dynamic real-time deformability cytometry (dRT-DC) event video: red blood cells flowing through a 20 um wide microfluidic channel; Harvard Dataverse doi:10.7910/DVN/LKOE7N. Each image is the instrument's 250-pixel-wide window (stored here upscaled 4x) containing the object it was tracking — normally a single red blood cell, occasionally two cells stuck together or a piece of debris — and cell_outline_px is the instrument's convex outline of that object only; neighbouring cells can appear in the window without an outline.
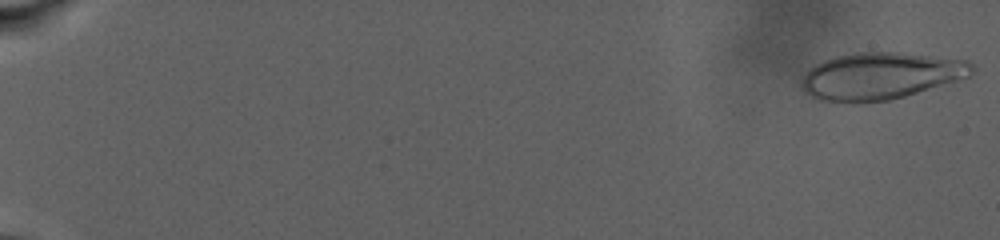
{"species": "human", "species_latin": "Homo sapiens", "temperature_condition": "warm", "stored_images_in_passage": 128, "camera_frame_rate_fps": 3000, "um_per_image_px": 0.085, "donor": {"sex": "male"}, "frame": {"image": 1, "passage_image": 1, "time_ms": 0.0, "image_size_px": [1000, 240], "cell_outline_px": [[976, 68], [968, 76], [956, 80], [892, 100], [864, 104], [852, 104], [820, 100], [812, 96], [804, 88], [804, 72], [816, 64], [824, 60], [836, 56], [856, 52], [904, 52], [968, 60]], "centroid_in_image_um": [74.86, 6.46], "position_along_channel_um": 10.1, "area_um2": 46.82}}
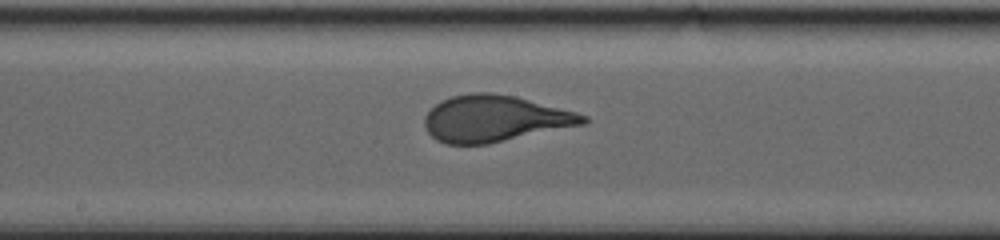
{"frame": {"image": 2, "passage_image": 74, "time_ms": 16.667, "image_size_px": [1000, 240], "cell_outline_px": [[588, 120], [584, 124], [488, 144], [444, 144], [436, 140], [428, 132], [424, 124], [424, 116], [440, 100], [452, 96], [472, 92], [492, 92], [516, 96], [576, 112], [588, 116]], "centroid_in_image_um": [42.03, 10.08], "position_along_channel_um": 206.2, "area_um2": 42.89}}
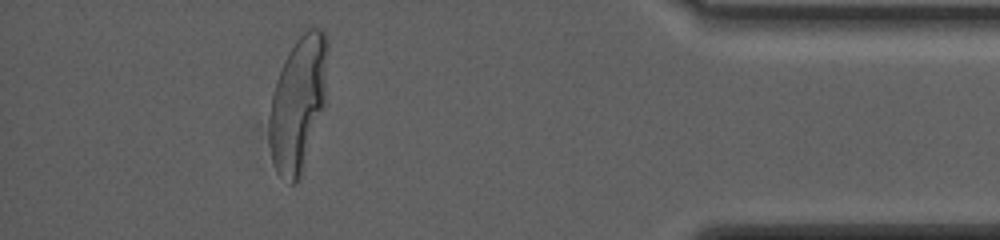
{"frame": {"image": 3, "passage_image": 117, "time_ms": 26.333, "image_size_px": [1000, 240], "cell_outline_px": [[328, 48], [324, 108], [300, 180], [296, 184], [292, 184], [280, 176], [276, 172], [272, 164], [268, 144], [268, 120], [272, 92], [276, 80], [284, 60], [288, 52], [296, 40], [312, 24], [320, 28], [328, 36]], "centroid_in_image_um": [25.33, 8.82], "position_along_channel_um": 409.9, "area_um2": 46.82}, "authors_computed_cell_mechanics": {"area_um2": 43.8124, "velocity_mm_per_s": 2.4785, "shape_relaxation_time_tau1_ms": 7.122, "shape_relaxation_time_tau2_ms": null, "deformation_change_tau1": 0.2443, "deformation_change_tau2": null}}